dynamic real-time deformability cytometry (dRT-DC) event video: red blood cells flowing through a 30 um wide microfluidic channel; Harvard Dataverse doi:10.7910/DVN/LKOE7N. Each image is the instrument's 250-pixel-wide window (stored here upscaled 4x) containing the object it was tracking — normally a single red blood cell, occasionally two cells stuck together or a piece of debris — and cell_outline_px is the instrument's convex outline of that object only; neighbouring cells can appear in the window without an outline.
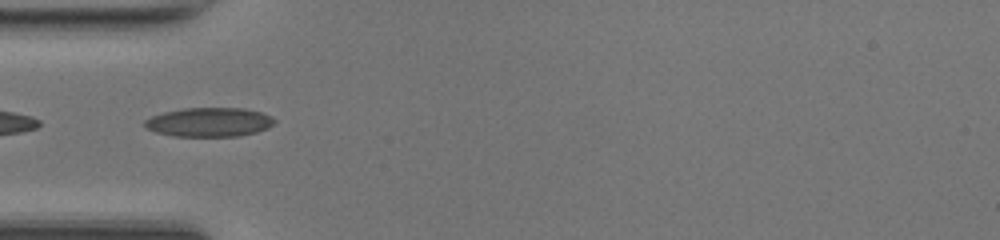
{"species": "common noctule bat (a hibernating species)", "species_latin": "Nyctalus noctula", "temperature_condition": "room temperature", "stored_images_in_passage": 21, "camera_frame_rate_fps": 3000, "um_per_image_px": 0.085, "animal": {"sex": "female", "body_mass_g": 17.0, "forearm_length_mm": 48.0}, "frame": {"image": 1, "passage_image": 1, "time_ms": 0.0, "image_size_px": [1000, 240], "cell_outline_px": [[276, 120], [268, 128], [256, 132], [236, 136], [172, 136], [156, 132], [144, 128], [144, 120], [152, 116], [164, 112], [184, 108], [244, 108], [260, 112], [272, 116]], "centroid_in_image_um": [17.76, 10.38], "position_along_channel_um": 67.2, "area_um2": 22.02}}
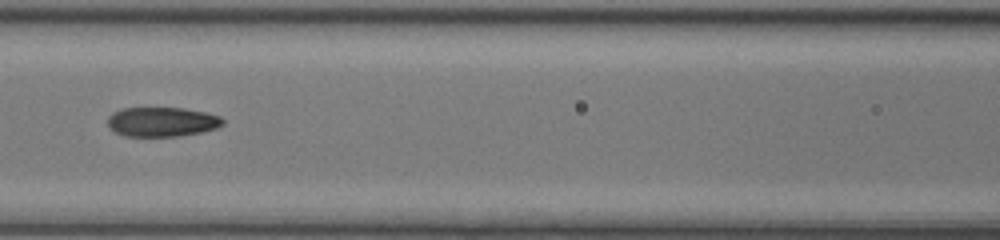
{"frame": {"image": 2, "passage_image": 7, "time_ms": 2.0, "image_size_px": [1000, 240], "cell_outline_px": [[224, 124], [216, 128], [200, 132], [176, 136], [124, 136], [108, 128], [108, 116], [112, 112], [120, 108], [184, 108], [204, 112], [220, 116], [224, 120]], "centroid_in_image_um": [13.73, 10.35], "position_along_channel_um": 152.9, "area_um2": 19.83}}
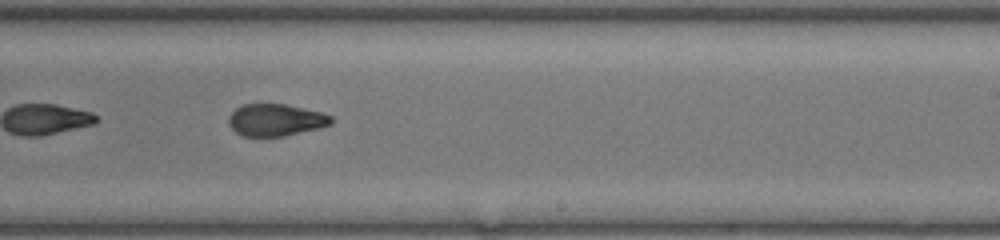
{"frame": {"image": 3, "passage_image": 15, "time_ms": 4.667, "image_size_px": [1000, 240], "cell_outline_px": [[332, 124], [320, 128], [284, 136], [244, 136], [236, 132], [228, 124], [228, 116], [236, 108], [244, 104], [284, 104], [320, 112], [332, 116]], "centroid_in_image_um": [23.42, 10.2], "position_along_channel_um": 265.6, "area_um2": 19.07}}